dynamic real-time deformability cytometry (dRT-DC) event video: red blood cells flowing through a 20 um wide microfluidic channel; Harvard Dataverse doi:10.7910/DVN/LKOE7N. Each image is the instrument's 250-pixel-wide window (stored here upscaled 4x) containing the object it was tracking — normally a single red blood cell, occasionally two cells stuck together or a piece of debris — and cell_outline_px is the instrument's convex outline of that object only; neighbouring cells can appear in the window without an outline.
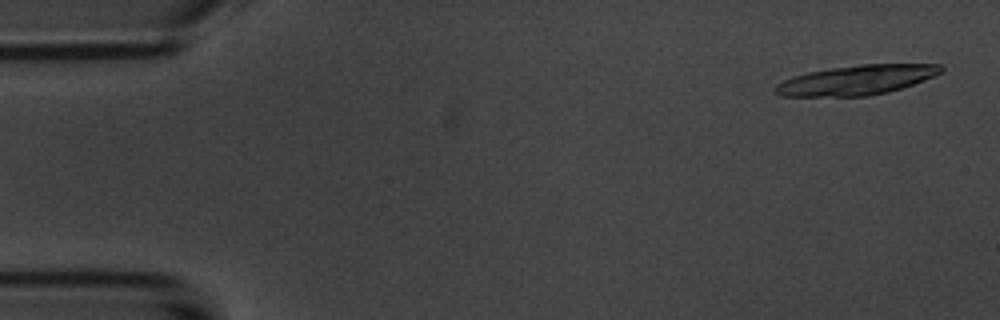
{"species": "common noctule bat (a hibernating species)", "species_latin": "Nyctalus noctula", "temperature_condition": "room temperature", "stored_images_in_passage": 14, "camera_frame_rate_fps": 3000, "um_per_image_px": 0.085, "animal": {"sex": "male", "body_mass_g": 20.1, "forearm_length_mm": 53.5}, "frame": {"image": 1, "passage_image": 1, "time_ms": 0.0, "image_size_px": [1000, 320], "cell_outline_px": [[944, 72], [924, 80], [888, 92], [868, 96], [780, 96], [772, 88], [776, 84], [792, 76], [808, 72], [832, 68], [860, 64], [940, 64], [944, 68]], "centroid_in_image_um": [72.81, 6.8], "position_along_channel_um": 12.2, "area_um2": 28.61}}
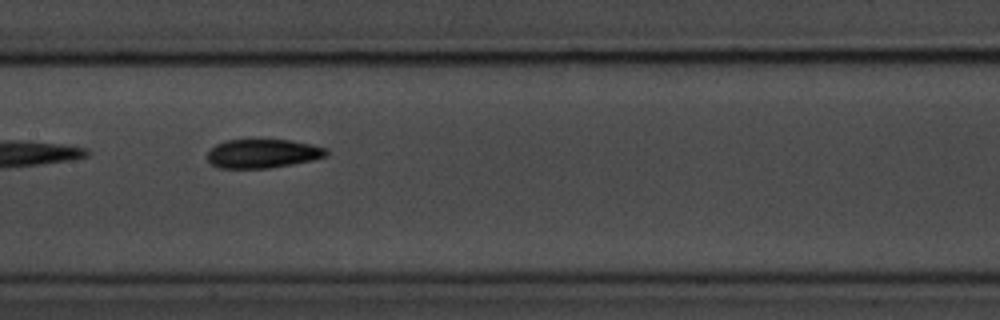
{"frame": {"image": 2, "passage_image": 7, "time_ms": 8.0, "image_size_px": [1000, 320], "cell_outline_px": [[328, 156], [312, 160], [292, 164], [268, 168], [216, 168], [208, 160], [208, 152], [216, 144], [224, 140], [292, 140], [312, 144], [328, 148]], "centroid_in_image_um": [22.36, 13.05], "position_along_channel_um": 185.0, "area_um2": 20.11}}
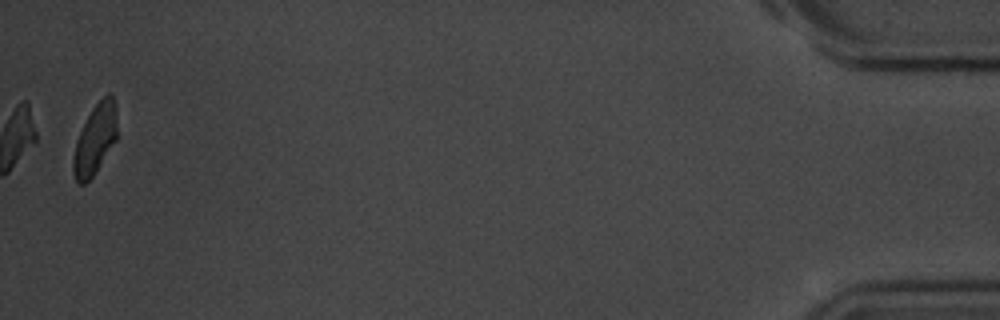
{"frame": {"image": 3, "passage_image": 14, "time_ms": 17.0, "image_size_px": [1000, 320], "cell_outline_px": [[116, 140], [96, 172], [84, 184], [80, 184], [76, 180], [72, 172], [72, 160], [76, 140], [92, 108], [108, 92], [112, 96], [116, 104]], "centroid_in_image_um": [8.07, 11.86], "position_along_channel_um": 427.1, "area_um2": 17.8}, "authors_computed_cell_mechanics": {"area_um2": 19.652, "velocity_mm_per_s": 3.6874, "shape_relaxation_time_tau1_ms": 2.3197, "shape_relaxation_time_tau2_ms": null, "deformation_change_tau1": 0.1576, "deformation_change_tau2": null}}